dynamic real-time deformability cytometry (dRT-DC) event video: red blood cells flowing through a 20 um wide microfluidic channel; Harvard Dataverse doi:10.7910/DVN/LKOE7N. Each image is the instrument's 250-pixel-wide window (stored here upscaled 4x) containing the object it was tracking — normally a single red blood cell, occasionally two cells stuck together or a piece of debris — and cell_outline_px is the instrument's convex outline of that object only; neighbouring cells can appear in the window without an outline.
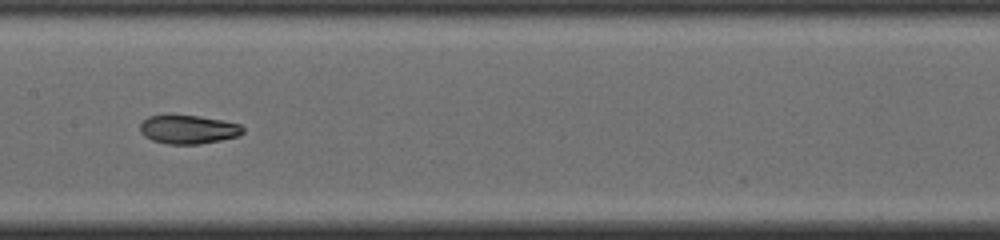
{"species": "common noctule bat (a hibernating species)", "species_latin": "Nyctalus noctula", "temperature_condition": "cold", "stored_images_in_passage": 16, "camera_frame_rate_fps": 3000, "um_per_image_px": 0.085, "animal": {"sex": "male", "body_mass_g": 19.0, "forearm_length_mm": 50.8}, "frame": {"image": 1, "passage_image": 12, "time_ms": 3.667, "image_size_px": [1000, 240], "cell_outline_px": [[244, 132], [240, 136], [200, 144], [168, 144], [152, 140], [144, 136], [140, 132], [140, 124], [148, 116], [200, 116], [240, 124], [244, 128]], "centroid_in_image_um": [16.02, 11.02], "position_along_channel_um": 191.4, "area_um2": 17.05}}